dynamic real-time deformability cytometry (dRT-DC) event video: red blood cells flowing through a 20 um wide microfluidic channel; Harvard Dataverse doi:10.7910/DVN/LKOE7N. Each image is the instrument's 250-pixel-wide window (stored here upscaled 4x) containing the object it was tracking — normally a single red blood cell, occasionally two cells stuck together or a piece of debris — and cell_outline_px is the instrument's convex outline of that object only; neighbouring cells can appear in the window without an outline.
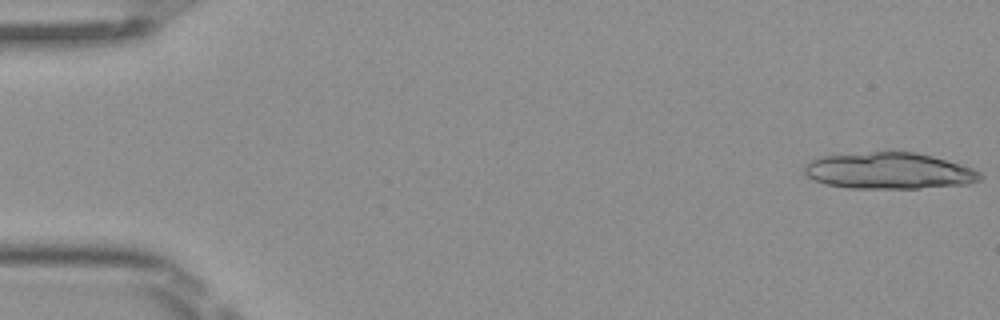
{"species": "Egyptian fruit bat (a non-hibernating species)", "species_latin": "Rousettus aegyptiacus", "temperature_condition": "room temperature", "stored_images_in_passage": 21, "camera_frame_rate_fps": 3000, "um_per_image_px": 0.085, "frame": {"image": 1, "passage_image": 1, "time_ms": 0.0, "image_size_px": [1000, 320], "cell_outline_px": [[984, 176], [980, 180], [968, 184], [920, 188], [848, 188], [824, 184], [808, 176], [804, 172], [804, 164], [820, 156], [872, 152], [916, 152], [932, 156], [960, 164], [972, 168], [980, 172]], "centroid_in_image_um": [75.57, 14.52], "position_along_channel_um": 9.4, "area_um2": 37.22}}
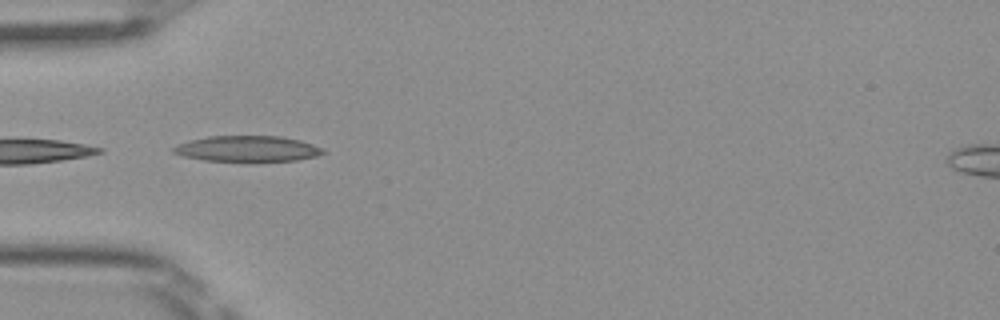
{"frame": {"image": 2, "passage_image": 16, "time_ms": 5.0, "image_size_px": [1000, 320], "cell_outline_px": [[328, 152], [316, 156], [296, 160], [252, 164], [240, 164], [204, 160], [184, 156], [172, 152], [172, 148], [176, 144], [188, 140], [208, 136], [280, 136], [300, 140], [324, 148]], "centroid_in_image_um": [21.03, 12.69], "position_along_channel_um": 64.0, "area_um2": 23.76}}